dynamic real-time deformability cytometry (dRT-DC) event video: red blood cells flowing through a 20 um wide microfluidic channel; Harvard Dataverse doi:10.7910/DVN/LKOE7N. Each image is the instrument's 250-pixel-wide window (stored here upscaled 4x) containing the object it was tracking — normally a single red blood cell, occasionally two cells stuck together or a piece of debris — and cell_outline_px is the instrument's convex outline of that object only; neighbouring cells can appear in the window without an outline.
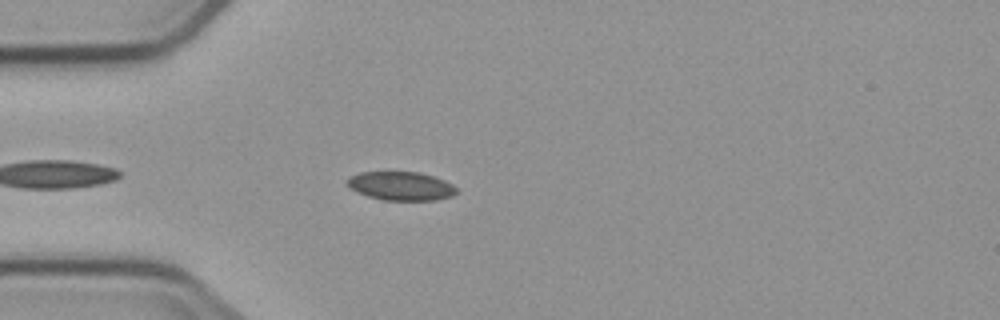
{"species": "common noctule bat (a hibernating species)", "species_latin": "Nyctalus noctula", "temperature_condition": "cold", "stored_images_in_passage": 3, "camera_frame_rate_fps": 3000, "um_per_image_px": 0.085, "animal": {"sex": "male", "body_mass_g": 23.1, "forearm_length_mm": 52.7}, "frame": {"image": 1, "passage_image": 1, "time_ms": 0.0, "image_size_px": [1000, 320], "cell_outline_px": [[456, 192], [452, 196], [436, 200], [384, 200], [368, 196], [356, 192], [348, 184], [348, 176], [360, 172], [420, 172], [444, 180], [452, 184], [456, 188]], "centroid_in_image_um": [34.08, 15.81], "position_along_channel_um": 50.9, "area_um2": 18.15}}
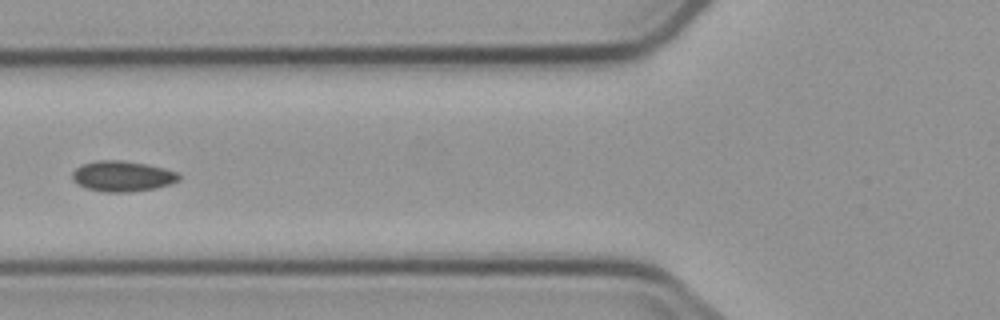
{"frame": {"image": 2, "passage_image": 3, "time_ms": 2.0, "image_size_px": [1000, 320], "cell_outline_px": [[180, 180], [172, 184], [156, 188], [128, 192], [104, 192], [84, 188], [76, 184], [72, 180], [72, 172], [80, 164], [96, 160], [120, 160], [144, 164], [164, 168], [176, 172], [180, 176]], "centroid_in_image_um": [10.36, 14.98], "position_along_channel_um": 115.4, "area_um2": 19.19}}